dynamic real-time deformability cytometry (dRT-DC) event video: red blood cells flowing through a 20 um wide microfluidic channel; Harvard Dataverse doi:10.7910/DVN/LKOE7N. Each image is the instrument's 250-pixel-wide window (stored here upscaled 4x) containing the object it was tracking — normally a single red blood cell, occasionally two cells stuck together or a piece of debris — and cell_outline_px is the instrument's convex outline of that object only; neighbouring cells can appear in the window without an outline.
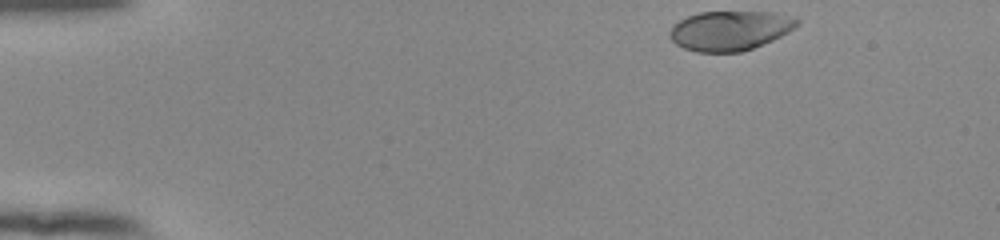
{"species": "human", "species_latin": "Homo sapiens", "temperature_condition": "room temperature", "stored_images_in_passage": 47, "camera_frame_rate_fps": 3000, "um_per_image_px": 0.085, "donor": {"sex": "female"}, "frame": {"image": 1, "passage_image": 1, "time_ms": 0.0, "image_size_px": [1000, 240], "cell_outline_px": [[800, 24], [788, 32], [772, 40], [752, 48], [740, 52], [696, 52], [684, 48], [676, 44], [668, 36], [668, 32], [672, 24], [688, 16], [700, 12], [776, 12], [796, 16], [800, 20]], "centroid_in_image_um": [62.05, 2.59], "position_along_channel_um": 22.9, "area_um2": 29.65}}
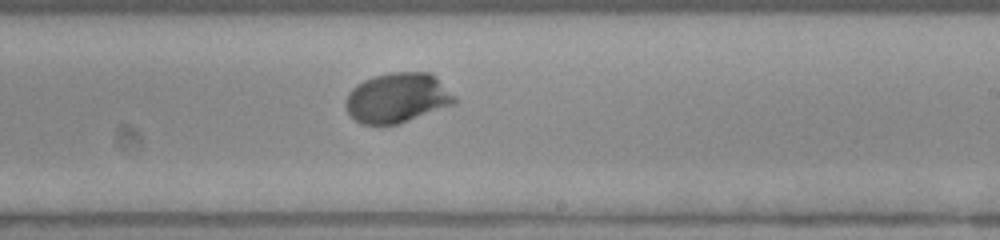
{"frame": {"image": 2, "passage_image": 27, "time_ms": 8.667, "image_size_px": [1000, 240], "cell_outline_px": [[456, 104], [396, 124], [360, 124], [348, 112], [348, 92], [356, 84], [364, 80], [376, 76], [392, 72], [432, 72], [456, 96]], "centroid_in_image_um": [33.83, 8.3], "position_along_channel_um": 255.2, "area_um2": 31.39}}
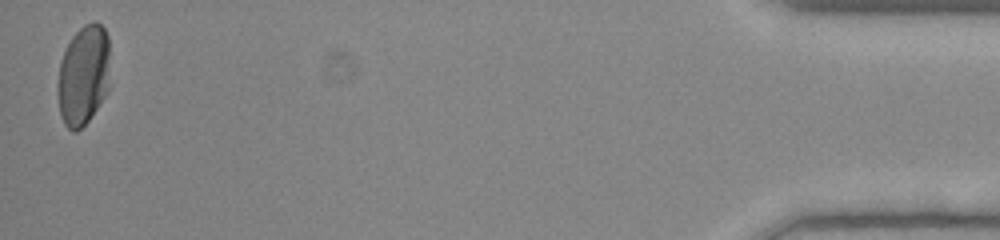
{"frame": {"image": 3, "passage_image": 47, "time_ms": 15.333, "image_size_px": [1000, 240], "cell_outline_px": [[108, 92], [88, 120], [76, 132], [72, 132], [64, 124], [60, 112], [56, 92], [60, 60], [72, 36], [84, 24], [92, 20], [96, 20], [104, 28], [108, 36]], "centroid_in_image_um": [7.07, 6.38], "position_along_channel_um": 428.1, "area_um2": 30.69}, "authors_computed_cell_mechanics": {"area_um2": 30.634, "velocity_mm_per_s": 3.8369, "shape_relaxation_time_tau1_ms": 2.1345, "shape_relaxation_time_tau2_ms": null, "deformation_change_tau1": 0.1781, "deformation_change_tau2": null}}